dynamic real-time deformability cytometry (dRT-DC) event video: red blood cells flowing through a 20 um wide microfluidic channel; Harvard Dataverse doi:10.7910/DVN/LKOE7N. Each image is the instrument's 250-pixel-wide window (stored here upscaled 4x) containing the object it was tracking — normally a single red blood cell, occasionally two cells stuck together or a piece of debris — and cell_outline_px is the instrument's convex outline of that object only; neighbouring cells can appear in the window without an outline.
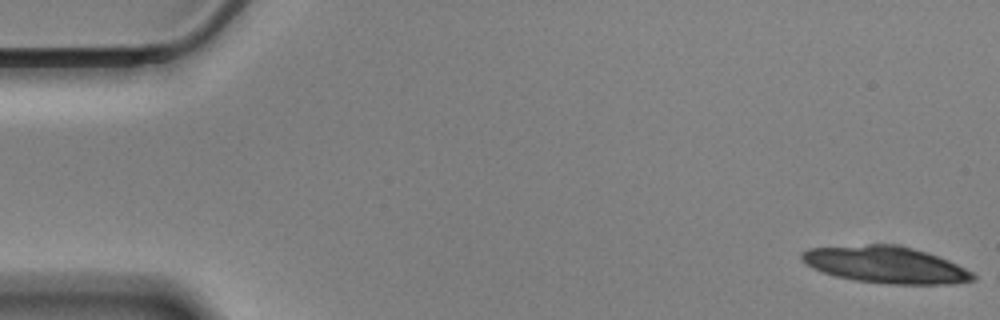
{"species": "Egyptian fruit bat (a non-hibernating species)", "species_latin": "Rousettus aegyptiacus", "temperature_condition": "cold", "stored_images_in_passage": 3, "camera_frame_rate_fps": 3000, "um_per_image_px": 0.085, "animal": {"sex": "male"}, "frame": {"image": 1, "passage_image": 1, "time_ms": 0.0, "image_size_px": [1000, 320], "cell_outline_px": [[980, 276], [976, 280], [952, 284], [888, 284], [856, 280], [836, 276], [812, 268], [800, 260], [800, 252], [808, 248], [868, 244], [896, 244], [928, 252], [948, 260]], "centroid_in_image_um": [75.3, 22.5], "position_along_channel_um": 9.7, "area_um2": 36.93}}